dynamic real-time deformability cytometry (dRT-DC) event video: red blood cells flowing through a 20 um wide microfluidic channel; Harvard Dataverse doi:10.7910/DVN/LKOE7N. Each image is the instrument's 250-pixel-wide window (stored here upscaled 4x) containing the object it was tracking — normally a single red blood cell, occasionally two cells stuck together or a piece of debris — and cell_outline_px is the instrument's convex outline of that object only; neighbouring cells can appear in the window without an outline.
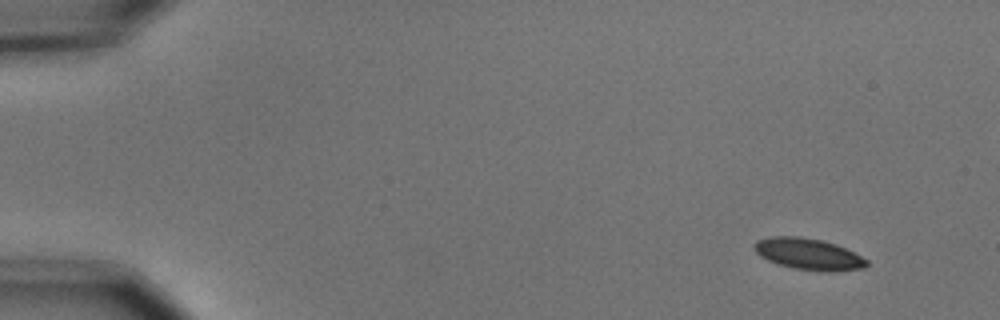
{"species": "common noctule bat (a hibernating species)", "species_latin": "Nyctalus noctula", "temperature_condition": "cold", "stored_images_in_passage": 6, "segment_of_instrument_passage": [2, 2], "camera_frame_rate_fps": 3000, "um_per_image_px": 0.085, "animal": {"sex": "male", "body_mass_g": 15.6}, "frame": {"image": 1, "passage_image": 6, "time_ms": 1.667, "image_size_px": [1000, 320], "cell_outline_px": [[868, 264], [864, 268], [836, 272], [820, 272], [792, 268], [776, 264], [760, 256], [752, 248], [756, 240], [768, 236], [800, 236], [820, 240], [836, 244], [868, 260]], "centroid_in_image_um": [68.68, 21.61], "position_along_channel_um": 16.3, "area_um2": 20.87}}